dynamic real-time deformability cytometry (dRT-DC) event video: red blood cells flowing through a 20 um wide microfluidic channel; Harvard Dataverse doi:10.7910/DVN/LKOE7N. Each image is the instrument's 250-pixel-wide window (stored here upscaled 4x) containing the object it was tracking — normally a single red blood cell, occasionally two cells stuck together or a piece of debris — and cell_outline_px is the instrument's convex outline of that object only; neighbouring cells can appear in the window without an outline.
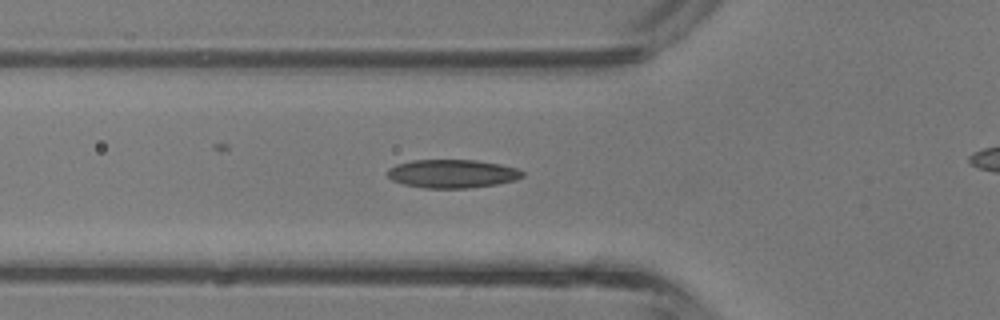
{"species": "common noctule bat (a hibernating species)", "species_latin": "Nyctalus noctula", "temperature_condition": "room temperature", "stored_images_in_passage": 37, "camera_frame_rate_fps": 3000, "um_per_image_px": 0.085, "animal": {"sex": "male", "body_mass_g": 13.3}, "frame": {"image": 1, "passage_image": 15, "time_ms": 4.667, "image_size_px": [1000, 320], "cell_outline_px": [[524, 176], [516, 180], [496, 184], [468, 188], [424, 188], [404, 184], [392, 180], [388, 176], [388, 168], [396, 164], [412, 160], [476, 160], [500, 164], [516, 168], [524, 172]], "centroid_in_image_um": [38.45, 14.76], "position_along_channel_um": 87.4, "area_um2": 22.37}}
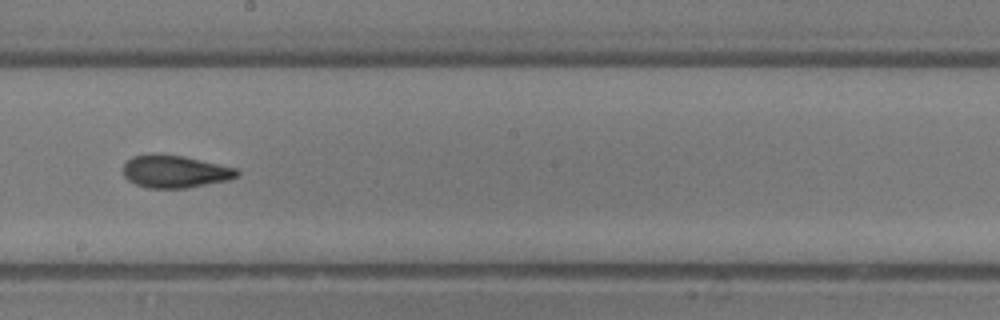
{"frame": {"image": 2, "passage_image": 24, "time_ms": 7.667, "image_size_px": [1000, 320], "cell_outline_px": [[240, 176], [228, 180], [188, 188], [148, 188], [136, 184], [128, 180], [124, 176], [124, 164], [132, 156], [184, 156], [236, 168], [240, 172]], "centroid_in_image_um": [14.93, 14.61], "position_along_channel_um": 233.3, "area_um2": 21.1}}
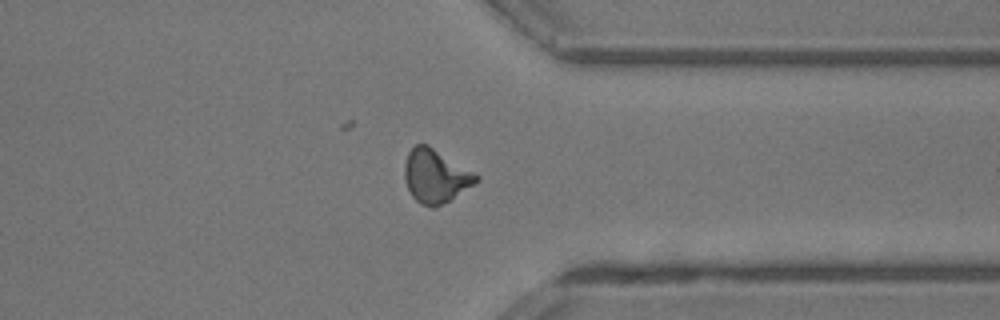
{"frame": {"image": 3, "passage_image": 33, "time_ms": 10.667, "image_size_px": [1000, 320], "cell_outline_px": [[480, 180], [448, 200], [432, 208], [420, 204], [412, 196], [404, 180], [404, 164], [408, 152], [416, 144], [428, 144], [480, 176]], "centroid_in_image_um": [36.99, 14.95], "position_along_channel_um": 374.4, "area_um2": 22.08}}